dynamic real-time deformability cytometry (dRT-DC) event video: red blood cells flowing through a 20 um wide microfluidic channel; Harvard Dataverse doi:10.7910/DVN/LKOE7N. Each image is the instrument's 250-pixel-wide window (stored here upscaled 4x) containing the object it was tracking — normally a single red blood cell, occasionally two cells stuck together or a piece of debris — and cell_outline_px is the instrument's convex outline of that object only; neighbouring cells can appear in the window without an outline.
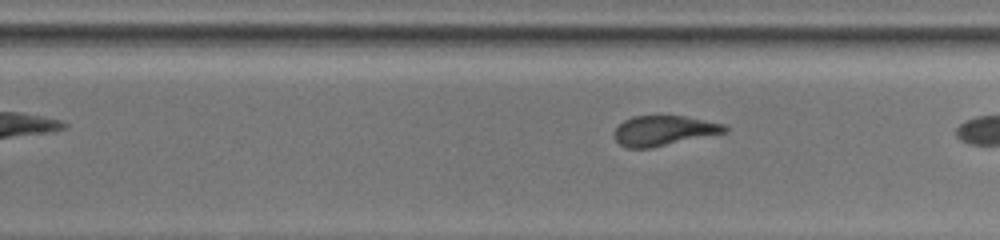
{"species": "common noctule bat (a hibernating species)", "species_latin": "Nyctalus noctula", "temperature_condition": "warm", "stored_images_in_passage": 26, "camera_frame_rate_fps": 3000, "um_per_image_px": 0.085, "animal": {"sex": "female", "body_mass_g": 19.5, "forearm_length_mm": 54.1}, "frame": {"image": 1, "passage_image": 15, "time_ms": 4.667, "image_size_px": [1000, 240], "cell_outline_px": [[728, 132], [652, 148], [628, 148], [620, 144], [616, 140], [616, 128], [624, 120], [632, 116], [684, 116], [724, 124], [728, 128]], "centroid_in_image_um": [56.45, 11.11], "position_along_channel_um": 273.3, "area_um2": 19.19}}
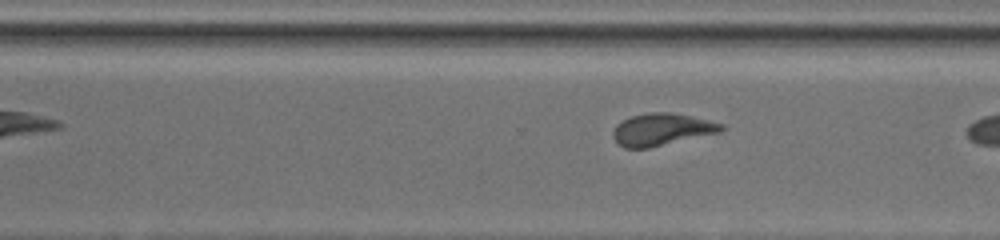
{"frame": {"image": 2, "passage_image": 19, "time_ms": 6.0, "image_size_px": [1000, 240], "cell_outline_px": [[724, 128], [720, 132], [648, 148], [624, 148], [612, 136], [612, 132], [616, 124], [632, 116], [648, 112], [668, 112], [708, 120], [724, 124]], "centroid_in_image_um": [56.23, 11.0], "position_along_channel_um": 314.4, "area_um2": 20.0}}